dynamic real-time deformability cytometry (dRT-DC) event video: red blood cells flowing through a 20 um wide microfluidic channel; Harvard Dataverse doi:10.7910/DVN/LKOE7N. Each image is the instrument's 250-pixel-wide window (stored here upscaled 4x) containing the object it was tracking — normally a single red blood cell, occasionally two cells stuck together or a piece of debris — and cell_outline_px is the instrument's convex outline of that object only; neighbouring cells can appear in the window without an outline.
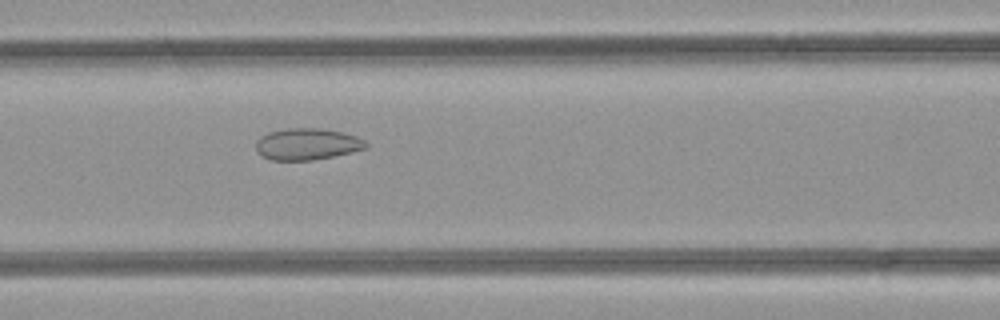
{"species": "common noctule bat (a hibernating species)", "species_latin": "Nyctalus noctula", "temperature_condition": "room temperature", "stored_images_in_passage": 49, "camera_frame_rate_fps": 3000, "um_per_image_px": 0.085, "animal": {"sex": "female", "body_mass_g": 21.9}, "frame": {"image": 1, "passage_image": 21, "time_ms": 6.667, "image_size_px": [1000, 320], "cell_outline_px": [[368, 148], [332, 156], [312, 160], [272, 160], [256, 152], [256, 140], [260, 136], [268, 132], [288, 128], [320, 128], [340, 132], [356, 136], [364, 140], [368, 144]], "centroid_in_image_um": [26.08, 12.24], "position_along_channel_um": 140.5, "area_um2": 20.17}}
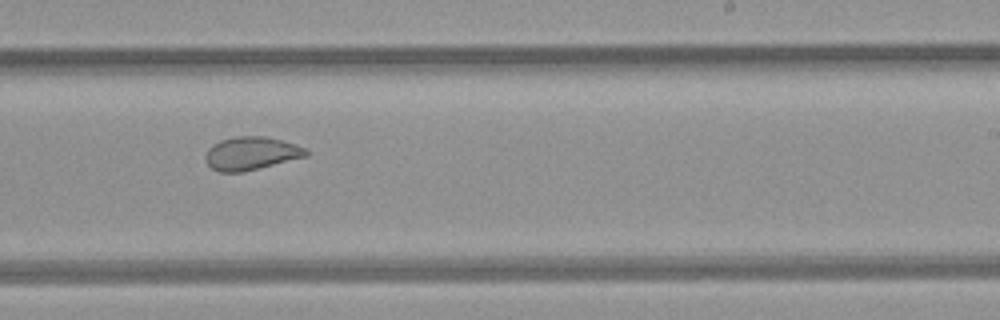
{"frame": {"image": 2, "passage_image": 30, "time_ms": 9.667, "image_size_px": [1000, 320], "cell_outline_px": [[308, 156], [244, 172], [220, 172], [212, 168], [204, 160], [204, 156], [208, 148], [212, 144], [220, 140], [236, 136], [264, 136], [280, 140], [308, 148]], "centroid_in_image_um": [21.33, 13.04], "position_along_channel_um": 267.7, "area_um2": 19.59}}
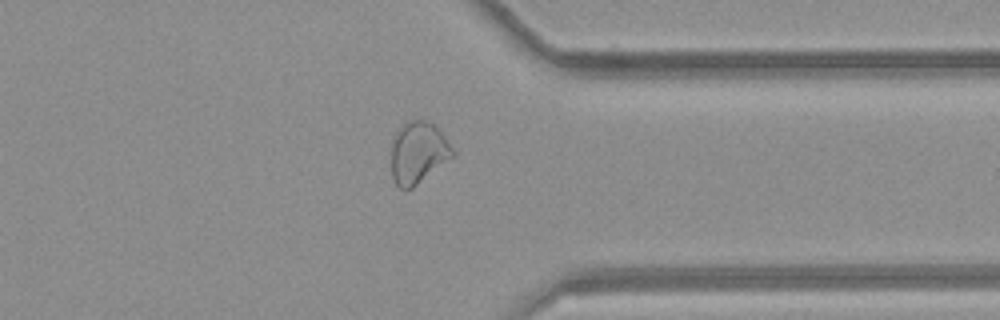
{"frame": {"image": 3, "passage_image": 38, "time_ms": 12.333, "image_size_px": [1000, 320], "cell_outline_px": [[456, 156], [412, 188], [400, 188], [396, 184], [392, 176], [392, 140], [396, 132], [404, 120], [416, 116], [432, 124], [444, 136], [456, 152]], "centroid_in_image_um": [35.55, 12.93], "position_along_channel_um": 375.8, "area_um2": 22.48}, "authors_computed_cell_mechanics": {"area_um2": 24.7962, "velocity_mm_per_s": 4.2461, "shape_relaxation_time_tau1_ms": null, "shape_relaxation_time_tau2_ms": 0.9532, "deformation_change_tau1": null, "deformation_change_tau2": 0.0586}}